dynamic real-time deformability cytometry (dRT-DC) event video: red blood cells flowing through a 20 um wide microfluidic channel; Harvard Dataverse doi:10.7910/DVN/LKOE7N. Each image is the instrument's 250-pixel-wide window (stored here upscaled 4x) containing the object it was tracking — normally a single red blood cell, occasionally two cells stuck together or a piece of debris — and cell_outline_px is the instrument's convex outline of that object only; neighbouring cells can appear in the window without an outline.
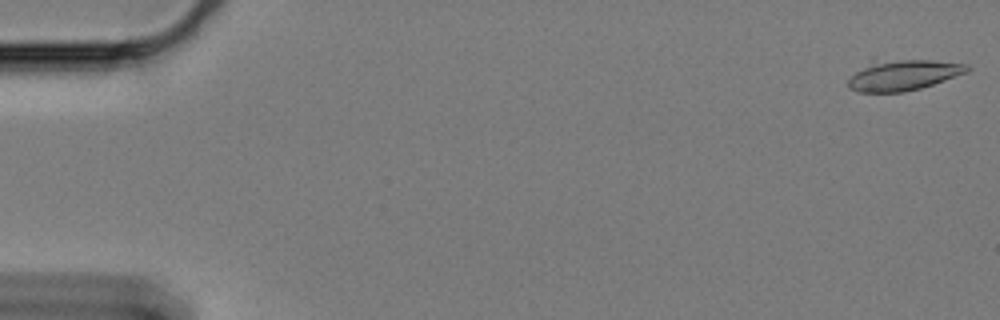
{"species": "Egyptian fruit bat (a non-hibernating species)", "species_latin": "Rousettus aegyptiacus", "temperature_condition": "cold", "stored_images_in_passage": 22, "camera_frame_rate_fps": 3000, "um_per_image_px": 0.085, "animal": {"sex": "female"}, "frame": {"image": 1, "passage_image": 1, "time_ms": 0.0, "image_size_px": [1000, 320], "cell_outline_px": [[972, 68], [968, 72], [920, 88], [900, 92], [860, 92], [852, 88], [848, 84], [848, 80], [856, 72], [872, 60], [932, 60], [968, 64]], "centroid_in_image_um": [76.81, 6.36], "position_along_channel_um": 8.2, "area_um2": 20.98}}
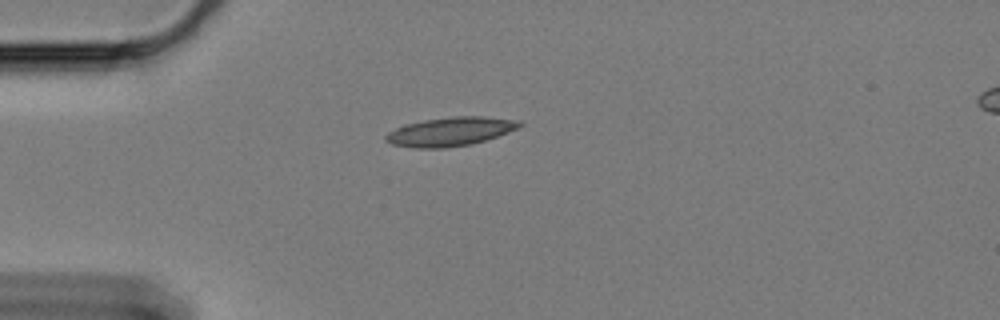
{"frame": {"image": 2, "passage_image": 16, "time_ms": 5.0, "image_size_px": [1000, 320], "cell_outline_px": [[524, 124], [516, 128], [496, 136], [472, 144], [444, 148], [416, 148], [392, 144], [384, 140], [384, 136], [388, 132], [404, 124], [424, 120], [452, 116], [484, 116], [520, 120]], "centroid_in_image_um": [38.24, 11.17], "position_along_channel_um": 46.8, "area_um2": 22.43}}
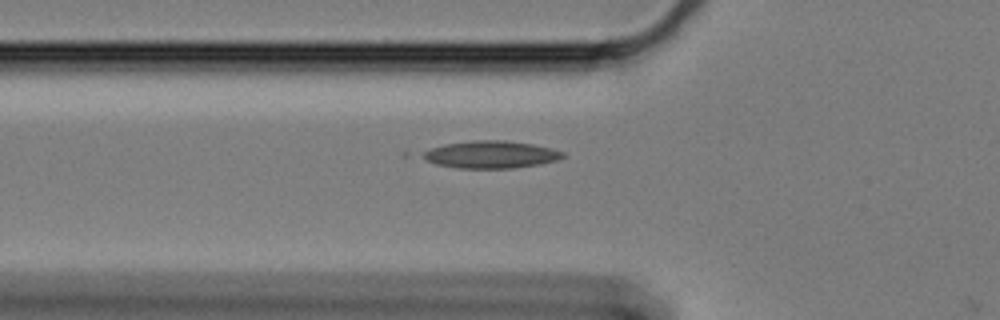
{"frame": {"image": 3, "passage_image": 21, "time_ms": 6.667, "image_size_px": [1000, 320], "cell_outline_px": [[564, 156], [556, 160], [540, 164], [512, 168], [456, 168], [436, 164], [420, 156], [424, 152], [432, 148], [444, 144], [472, 140], [504, 140], [532, 144], [552, 148], [564, 152]], "centroid_in_image_um": [41.73, 13.13], "position_along_channel_um": 84.1, "area_um2": 22.2}}